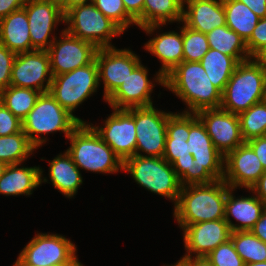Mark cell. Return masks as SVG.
Returning a JSON list of instances; mask_svg holds the SVG:
<instances>
[{"label":"cell","mask_w":266,"mask_h":266,"mask_svg":"<svg viewBox=\"0 0 266 266\" xmlns=\"http://www.w3.org/2000/svg\"><path fill=\"white\" fill-rule=\"evenodd\" d=\"M163 158L172 164L181 186L208 184L224 176V155L196 113L169 116Z\"/></svg>","instance_id":"6da1fadb"},{"label":"cell","mask_w":266,"mask_h":266,"mask_svg":"<svg viewBox=\"0 0 266 266\" xmlns=\"http://www.w3.org/2000/svg\"><path fill=\"white\" fill-rule=\"evenodd\" d=\"M230 189L223 180L182 186L174 209L180 227L183 229L186 225L224 219Z\"/></svg>","instance_id":"7a4b0ae2"},{"label":"cell","mask_w":266,"mask_h":266,"mask_svg":"<svg viewBox=\"0 0 266 266\" xmlns=\"http://www.w3.org/2000/svg\"><path fill=\"white\" fill-rule=\"evenodd\" d=\"M165 86L186 102L192 114L221 107V92L200 62L182 61L165 76Z\"/></svg>","instance_id":"3957f363"},{"label":"cell","mask_w":266,"mask_h":266,"mask_svg":"<svg viewBox=\"0 0 266 266\" xmlns=\"http://www.w3.org/2000/svg\"><path fill=\"white\" fill-rule=\"evenodd\" d=\"M266 100V70L254 59L239 62L221 93V109L239 115Z\"/></svg>","instance_id":"277c9868"},{"label":"cell","mask_w":266,"mask_h":266,"mask_svg":"<svg viewBox=\"0 0 266 266\" xmlns=\"http://www.w3.org/2000/svg\"><path fill=\"white\" fill-rule=\"evenodd\" d=\"M71 146L67 150L79 168L88 171L112 173L123 169L122 160L106 144L93 126L80 123L68 136Z\"/></svg>","instance_id":"5b68a950"},{"label":"cell","mask_w":266,"mask_h":266,"mask_svg":"<svg viewBox=\"0 0 266 266\" xmlns=\"http://www.w3.org/2000/svg\"><path fill=\"white\" fill-rule=\"evenodd\" d=\"M80 123H84V121L71 115L47 92L41 93L37 98L34 107L23 119L22 128L29 141L37 148L46 140L33 134L62 131L68 138Z\"/></svg>","instance_id":"8992f818"},{"label":"cell","mask_w":266,"mask_h":266,"mask_svg":"<svg viewBox=\"0 0 266 266\" xmlns=\"http://www.w3.org/2000/svg\"><path fill=\"white\" fill-rule=\"evenodd\" d=\"M122 170L130 172L139 185L177 203L182 186L172 164L163 157L137 153L123 162Z\"/></svg>","instance_id":"52a82bcc"},{"label":"cell","mask_w":266,"mask_h":266,"mask_svg":"<svg viewBox=\"0 0 266 266\" xmlns=\"http://www.w3.org/2000/svg\"><path fill=\"white\" fill-rule=\"evenodd\" d=\"M64 22L69 23L68 33L94 44L97 48L113 47L109 43L113 36L124 32L110 18L98 10L93 2L78 5L64 14Z\"/></svg>","instance_id":"ba28073f"},{"label":"cell","mask_w":266,"mask_h":266,"mask_svg":"<svg viewBox=\"0 0 266 266\" xmlns=\"http://www.w3.org/2000/svg\"><path fill=\"white\" fill-rule=\"evenodd\" d=\"M98 85V65L94 60L81 68L53 76L48 92L73 115L72 111L96 92Z\"/></svg>","instance_id":"9c48e42d"},{"label":"cell","mask_w":266,"mask_h":266,"mask_svg":"<svg viewBox=\"0 0 266 266\" xmlns=\"http://www.w3.org/2000/svg\"><path fill=\"white\" fill-rule=\"evenodd\" d=\"M75 251V245L65 237L40 233L24 247L19 256L35 266H82Z\"/></svg>","instance_id":"30bf717a"},{"label":"cell","mask_w":266,"mask_h":266,"mask_svg":"<svg viewBox=\"0 0 266 266\" xmlns=\"http://www.w3.org/2000/svg\"><path fill=\"white\" fill-rule=\"evenodd\" d=\"M171 114L158 111L153 105L133 108L136 127V154L141 150L149 154V157H163L167 122Z\"/></svg>","instance_id":"8fae6325"},{"label":"cell","mask_w":266,"mask_h":266,"mask_svg":"<svg viewBox=\"0 0 266 266\" xmlns=\"http://www.w3.org/2000/svg\"><path fill=\"white\" fill-rule=\"evenodd\" d=\"M62 37L61 40H58L59 42L54 37V41L47 50L52 76L70 72L92 63L98 50L94 44L76 38L66 30L62 31Z\"/></svg>","instance_id":"7c38bea8"},{"label":"cell","mask_w":266,"mask_h":266,"mask_svg":"<svg viewBox=\"0 0 266 266\" xmlns=\"http://www.w3.org/2000/svg\"><path fill=\"white\" fill-rule=\"evenodd\" d=\"M49 71H51L50 58L47 50L16 54L12 65L10 85L47 93L53 78ZM48 74L49 78L46 80ZM45 80L47 82L44 86Z\"/></svg>","instance_id":"4fadbf2b"},{"label":"cell","mask_w":266,"mask_h":266,"mask_svg":"<svg viewBox=\"0 0 266 266\" xmlns=\"http://www.w3.org/2000/svg\"><path fill=\"white\" fill-rule=\"evenodd\" d=\"M95 60L99 81L104 82V99L107 100L140 64L139 58L130 50L115 47L98 48Z\"/></svg>","instance_id":"5bb4252c"},{"label":"cell","mask_w":266,"mask_h":266,"mask_svg":"<svg viewBox=\"0 0 266 266\" xmlns=\"http://www.w3.org/2000/svg\"><path fill=\"white\" fill-rule=\"evenodd\" d=\"M102 140L124 162L136 154V127L133 108L114 109L105 121V127H93Z\"/></svg>","instance_id":"9a60e30c"},{"label":"cell","mask_w":266,"mask_h":266,"mask_svg":"<svg viewBox=\"0 0 266 266\" xmlns=\"http://www.w3.org/2000/svg\"><path fill=\"white\" fill-rule=\"evenodd\" d=\"M206 128L214 146L225 156L245 143L237 114L218 109H204L196 113Z\"/></svg>","instance_id":"2e32d148"},{"label":"cell","mask_w":266,"mask_h":266,"mask_svg":"<svg viewBox=\"0 0 266 266\" xmlns=\"http://www.w3.org/2000/svg\"><path fill=\"white\" fill-rule=\"evenodd\" d=\"M225 163L226 169L222 180L231 189L237 186L250 189L265 173L258 156L246 142L228 152L224 156Z\"/></svg>","instance_id":"e0dca14e"},{"label":"cell","mask_w":266,"mask_h":266,"mask_svg":"<svg viewBox=\"0 0 266 266\" xmlns=\"http://www.w3.org/2000/svg\"><path fill=\"white\" fill-rule=\"evenodd\" d=\"M183 231L187 250V254L183 258H190L192 252L197 253L196 257H206L219 245L227 242L231 235V230L225 219L186 225Z\"/></svg>","instance_id":"ac0fdd59"},{"label":"cell","mask_w":266,"mask_h":266,"mask_svg":"<svg viewBox=\"0 0 266 266\" xmlns=\"http://www.w3.org/2000/svg\"><path fill=\"white\" fill-rule=\"evenodd\" d=\"M24 8L28 16L32 51L48 50L54 41H47L50 32L56 23L64 21L62 9L46 0H26Z\"/></svg>","instance_id":"d6986e66"},{"label":"cell","mask_w":266,"mask_h":266,"mask_svg":"<svg viewBox=\"0 0 266 266\" xmlns=\"http://www.w3.org/2000/svg\"><path fill=\"white\" fill-rule=\"evenodd\" d=\"M147 76V69L140 63L106 100L112 106V109H129L153 105L150 99L153 85Z\"/></svg>","instance_id":"ffe728a7"},{"label":"cell","mask_w":266,"mask_h":266,"mask_svg":"<svg viewBox=\"0 0 266 266\" xmlns=\"http://www.w3.org/2000/svg\"><path fill=\"white\" fill-rule=\"evenodd\" d=\"M188 11L183 9L184 25L204 34L226 25L223 0H184Z\"/></svg>","instance_id":"44dd1931"},{"label":"cell","mask_w":266,"mask_h":266,"mask_svg":"<svg viewBox=\"0 0 266 266\" xmlns=\"http://www.w3.org/2000/svg\"><path fill=\"white\" fill-rule=\"evenodd\" d=\"M181 34L168 32L157 35L146 43L145 48L162 62L156 80L165 87V76L183 61V27Z\"/></svg>","instance_id":"7402d4cb"},{"label":"cell","mask_w":266,"mask_h":266,"mask_svg":"<svg viewBox=\"0 0 266 266\" xmlns=\"http://www.w3.org/2000/svg\"><path fill=\"white\" fill-rule=\"evenodd\" d=\"M0 43L15 54L32 51L30 27L24 7L1 19Z\"/></svg>","instance_id":"603a6c76"},{"label":"cell","mask_w":266,"mask_h":266,"mask_svg":"<svg viewBox=\"0 0 266 266\" xmlns=\"http://www.w3.org/2000/svg\"><path fill=\"white\" fill-rule=\"evenodd\" d=\"M231 191L233 189H230L227 193L224 219L227 221L231 232L250 231L260 219L266 205L257 196L234 199L235 197ZM231 215L237 221H240V226L231 222L229 218Z\"/></svg>","instance_id":"cb8c5ba5"},{"label":"cell","mask_w":266,"mask_h":266,"mask_svg":"<svg viewBox=\"0 0 266 266\" xmlns=\"http://www.w3.org/2000/svg\"><path fill=\"white\" fill-rule=\"evenodd\" d=\"M184 0H144L143 14L136 25L147 33L167 21H181L183 17Z\"/></svg>","instance_id":"d4e9b609"},{"label":"cell","mask_w":266,"mask_h":266,"mask_svg":"<svg viewBox=\"0 0 266 266\" xmlns=\"http://www.w3.org/2000/svg\"><path fill=\"white\" fill-rule=\"evenodd\" d=\"M19 164L8 165L0 178V194H32L31 191L42 182V170L38 167L17 168Z\"/></svg>","instance_id":"484cf974"},{"label":"cell","mask_w":266,"mask_h":266,"mask_svg":"<svg viewBox=\"0 0 266 266\" xmlns=\"http://www.w3.org/2000/svg\"><path fill=\"white\" fill-rule=\"evenodd\" d=\"M49 175L54 187L67 197L74 196L83 182L79 168L67 151L50 162Z\"/></svg>","instance_id":"4316f807"},{"label":"cell","mask_w":266,"mask_h":266,"mask_svg":"<svg viewBox=\"0 0 266 266\" xmlns=\"http://www.w3.org/2000/svg\"><path fill=\"white\" fill-rule=\"evenodd\" d=\"M206 36L209 48L233 57L238 63L252 58L248 53L245 41L227 25L216 27Z\"/></svg>","instance_id":"83f0119b"},{"label":"cell","mask_w":266,"mask_h":266,"mask_svg":"<svg viewBox=\"0 0 266 266\" xmlns=\"http://www.w3.org/2000/svg\"><path fill=\"white\" fill-rule=\"evenodd\" d=\"M223 6L226 25L241 36L246 43L260 18L247 5L238 0H223Z\"/></svg>","instance_id":"f1b7e54d"},{"label":"cell","mask_w":266,"mask_h":266,"mask_svg":"<svg viewBox=\"0 0 266 266\" xmlns=\"http://www.w3.org/2000/svg\"><path fill=\"white\" fill-rule=\"evenodd\" d=\"M200 64L205 69L211 83L222 93L238 62L233 57L210 48Z\"/></svg>","instance_id":"f546056e"},{"label":"cell","mask_w":266,"mask_h":266,"mask_svg":"<svg viewBox=\"0 0 266 266\" xmlns=\"http://www.w3.org/2000/svg\"><path fill=\"white\" fill-rule=\"evenodd\" d=\"M41 92L9 85L0 92V101L21 121L34 107Z\"/></svg>","instance_id":"4dcf8cb0"},{"label":"cell","mask_w":266,"mask_h":266,"mask_svg":"<svg viewBox=\"0 0 266 266\" xmlns=\"http://www.w3.org/2000/svg\"><path fill=\"white\" fill-rule=\"evenodd\" d=\"M36 149L22 131L0 136V161L7 165L19 164Z\"/></svg>","instance_id":"1f68e13d"},{"label":"cell","mask_w":266,"mask_h":266,"mask_svg":"<svg viewBox=\"0 0 266 266\" xmlns=\"http://www.w3.org/2000/svg\"><path fill=\"white\" fill-rule=\"evenodd\" d=\"M230 239L245 264L266 261V243L251 231L231 232Z\"/></svg>","instance_id":"d6a6232c"},{"label":"cell","mask_w":266,"mask_h":266,"mask_svg":"<svg viewBox=\"0 0 266 266\" xmlns=\"http://www.w3.org/2000/svg\"><path fill=\"white\" fill-rule=\"evenodd\" d=\"M238 116L242 138L245 142L266 136V100L252 105Z\"/></svg>","instance_id":"836d02e7"},{"label":"cell","mask_w":266,"mask_h":266,"mask_svg":"<svg viewBox=\"0 0 266 266\" xmlns=\"http://www.w3.org/2000/svg\"><path fill=\"white\" fill-rule=\"evenodd\" d=\"M209 49L206 34L183 26V61L200 62Z\"/></svg>","instance_id":"e575fe53"},{"label":"cell","mask_w":266,"mask_h":266,"mask_svg":"<svg viewBox=\"0 0 266 266\" xmlns=\"http://www.w3.org/2000/svg\"><path fill=\"white\" fill-rule=\"evenodd\" d=\"M95 7L110 18L123 31L136 22L127 14L123 0H93Z\"/></svg>","instance_id":"d590c367"},{"label":"cell","mask_w":266,"mask_h":266,"mask_svg":"<svg viewBox=\"0 0 266 266\" xmlns=\"http://www.w3.org/2000/svg\"><path fill=\"white\" fill-rule=\"evenodd\" d=\"M206 258L214 266H244L231 239L211 251Z\"/></svg>","instance_id":"8d00e7d4"},{"label":"cell","mask_w":266,"mask_h":266,"mask_svg":"<svg viewBox=\"0 0 266 266\" xmlns=\"http://www.w3.org/2000/svg\"><path fill=\"white\" fill-rule=\"evenodd\" d=\"M16 54L0 43V92L10 85L12 65Z\"/></svg>","instance_id":"74e56055"},{"label":"cell","mask_w":266,"mask_h":266,"mask_svg":"<svg viewBox=\"0 0 266 266\" xmlns=\"http://www.w3.org/2000/svg\"><path fill=\"white\" fill-rule=\"evenodd\" d=\"M22 130V121L0 101V136L15 134Z\"/></svg>","instance_id":"f35d334b"},{"label":"cell","mask_w":266,"mask_h":266,"mask_svg":"<svg viewBox=\"0 0 266 266\" xmlns=\"http://www.w3.org/2000/svg\"><path fill=\"white\" fill-rule=\"evenodd\" d=\"M266 46V17L259 19L252 35L246 42L248 53L254 57L261 49Z\"/></svg>","instance_id":"ab89813d"},{"label":"cell","mask_w":266,"mask_h":266,"mask_svg":"<svg viewBox=\"0 0 266 266\" xmlns=\"http://www.w3.org/2000/svg\"><path fill=\"white\" fill-rule=\"evenodd\" d=\"M246 143L254 150L266 171V136L250 139Z\"/></svg>","instance_id":"60d3db41"},{"label":"cell","mask_w":266,"mask_h":266,"mask_svg":"<svg viewBox=\"0 0 266 266\" xmlns=\"http://www.w3.org/2000/svg\"><path fill=\"white\" fill-rule=\"evenodd\" d=\"M127 14L136 22L143 14L144 0H123Z\"/></svg>","instance_id":"b9f144b4"},{"label":"cell","mask_w":266,"mask_h":266,"mask_svg":"<svg viewBox=\"0 0 266 266\" xmlns=\"http://www.w3.org/2000/svg\"><path fill=\"white\" fill-rule=\"evenodd\" d=\"M26 0H0V21L11 12L24 7Z\"/></svg>","instance_id":"7bdbcfd3"},{"label":"cell","mask_w":266,"mask_h":266,"mask_svg":"<svg viewBox=\"0 0 266 266\" xmlns=\"http://www.w3.org/2000/svg\"><path fill=\"white\" fill-rule=\"evenodd\" d=\"M247 5L260 19L266 17V0H238Z\"/></svg>","instance_id":"ee69618b"},{"label":"cell","mask_w":266,"mask_h":266,"mask_svg":"<svg viewBox=\"0 0 266 266\" xmlns=\"http://www.w3.org/2000/svg\"><path fill=\"white\" fill-rule=\"evenodd\" d=\"M250 231L261 241L266 243V209L262 212L260 219Z\"/></svg>","instance_id":"f6af8a7d"},{"label":"cell","mask_w":266,"mask_h":266,"mask_svg":"<svg viewBox=\"0 0 266 266\" xmlns=\"http://www.w3.org/2000/svg\"><path fill=\"white\" fill-rule=\"evenodd\" d=\"M250 190L257 193L256 196L266 205V171Z\"/></svg>","instance_id":"bcb514c9"},{"label":"cell","mask_w":266,"mask_h":266,"mask_svg":"<svg viewBox=\"0 0 266 266\" xmlns=\"http://www.w3.org/2000/svg\"><path fill=\"white\" fill-rule=\"evenodd\" d=\"M187 266H214L206 257L181 258Z\"/></svg>","instance_id":"7dc6e473"},{"label":"cell","mask_w":266,"mask_h":266,"mask_svg":"<svg viewBox=\"0 0 266 266\" xmlns=\"http://www.w3.org/2000/svg\"><path fill=\"white\" fill-rule=\"evenodd\" d=\"M255 59L265 70H266V46L261 49L254 57Z\"/></svg>","instance_id":"c3c4849f"},{"label":"cell","mask_w":266,"mask_h":266,"mask_svg":"<svg viewBox=\"0 0 266 266\" xmlns=\"http://www.w3.org/2000/svg\"><path fill=\"white\" fill-rule=\"evenodd\" d=\"M87 1L88 0H66V12L75 6L86 4ZM90 1L93 2V0Z\"/></svg>","instance_id":"681fc988"},{"label":"cell","mask_w":266,"mask_h":266,"mask_svg":"<svg viewBox=\"0 0 266 266\" xmlns=\"http://www.w3.org/2000/svg\"><path fill=\"white\" fill-rule=\"evenodd\" d=\"M46 1H49L52 4L57 5L62 9L64 14L66 13V0H46Z\"/></svg>","instance_id":"f907efd6"},{"label":"cell","mask_w":266,"mask_h":266,"mask_svg":"<svg viewBox=\"0 0 266 266\" xmlns=\"http://www.w3.org/2000/svg\"><path fill=\"white\" fill-rule=\"evenodd\" d=\"M14 266H35V265H30L26 263L20 256L17 258V261L15 262ZM39 266V265H38ZM53 266V265H49Z\"/></svg>","instance_id":"816d5d0a"},{"label":"cell","mask_w":266,"mask_h":266,"mask_svg":"<svg viewBox=\"0 0 266 266\" xmlns=\"http://www.w3.org/2000/svg\"><path fill=\"white\" fill-rule=\"evenodd\" d=\"M7 166H8V165H7L6 163L0 161V178H1L2 175L4 174V171H5V169L7 168Z\"/></svg>","instance_id":"f5cc1de1"},{"label":"cell","mask_w":266,"mask_h":266,"mask_svg":"<svg viewBox=\"0 0 266 266\" xmlns=\"http://www.w3.org/2000/svg\"><path fill=\"white\" fill-rule=\"evenodd\" d=\"M244 266H266V261L265 262L248 263V264H245Z\"/></svg>","instance_id":"db71d44e"},{"label":"cell","mask_w":266,"mask_h":266,"mask_svg":"<svg viewBox=\"0 0 266 266\" xmlns=\"http://www.w3.org/2000/svg\"><path fill=\"white\" fill-rule=\"evenodd\" d=\"M172 266V265H171ZM174 266H187L182 260H179Z\"/></svg>","instance_id":"11a10c76"}]
</instances>
